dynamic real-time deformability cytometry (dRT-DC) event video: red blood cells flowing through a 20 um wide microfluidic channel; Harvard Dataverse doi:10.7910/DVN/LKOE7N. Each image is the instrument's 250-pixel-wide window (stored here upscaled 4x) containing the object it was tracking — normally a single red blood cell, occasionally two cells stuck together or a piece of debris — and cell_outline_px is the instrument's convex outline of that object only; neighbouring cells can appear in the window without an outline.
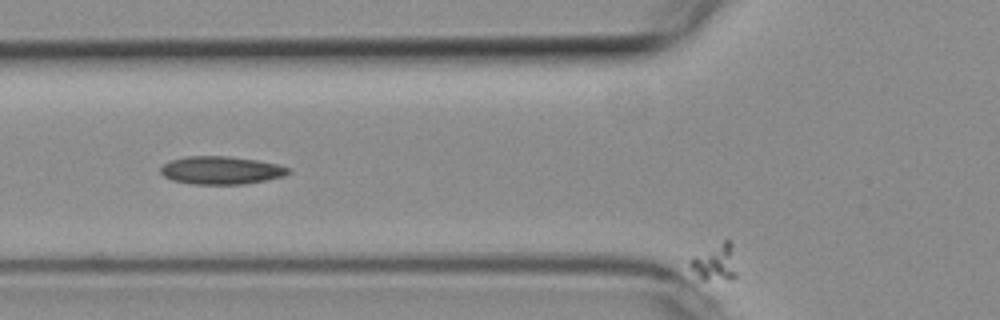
{"species": "common noctule bat (a hibernating species)", "species_latin": "Nyctalus noctula", "temperature_condition": "room temperature", "stored_images_in_passage": 10, "camera_frame_rate_fps": 3000, "um_per_image_px": 0.085, "animal": {"sex": "female", "body_mass_g": 19.3, "forearm_length_mm": 54.1}, "frame": {"image": 1, "passage_image": 10, "time_ms": 3.0, "image_size_px": [1000, 320], "cell_outline_px": [[736, 276], [732, 280], [696, 280], [688, 264], [688, 260], [692, 256], [724, 240], [732, 240], [736, 272]], "centroid_in_image_um": [60.74, 22.34], "position_along_channel_um": 65.1, "area_um2": 10.52}}